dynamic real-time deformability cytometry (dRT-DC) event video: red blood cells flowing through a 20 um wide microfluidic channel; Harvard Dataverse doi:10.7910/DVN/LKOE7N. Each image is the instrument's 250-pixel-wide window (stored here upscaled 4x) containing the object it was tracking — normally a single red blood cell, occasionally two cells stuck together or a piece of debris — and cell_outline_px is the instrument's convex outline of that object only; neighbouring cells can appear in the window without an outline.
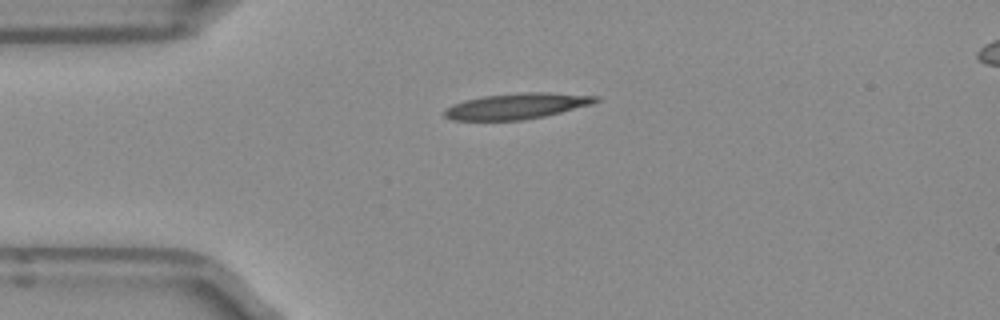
{"species": "Egyptian fruit bat (a non-hibernating species)", "species_latin": "Rousettus aegyptiacus", "temperature_condition": "room temperature", "stored_images_in_passage": 40, "camera_frame_rate_fps": 3000, "um_per_image_px": 0.085, "frame": {"image": 1, "passage_image": 1, "time_ms": 0.0, "image_size_px": [1000, 320], "cell_outline_px": [[600, 100], [592, 104], [544, 116], [520, 120], [452, 120], [444, 116], [444, 112], [452, 104], [464, 100], [484, 96], [524, 92], [548, 92], [600, 96]], "centroid_in_image_um": [43.94, 9.01], "position_along_channel_um": 41.1, "area_um2": 22.6}}
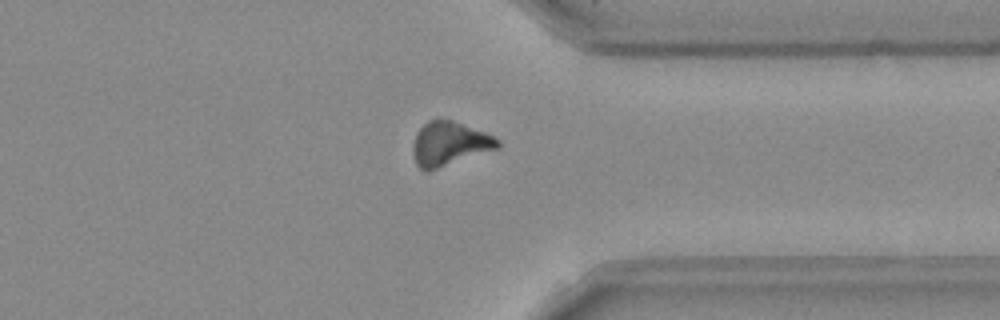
{"frame": {"image": 2, "passage_image": 28, "time_ms": 9.0, "image_size_px": [1000, 320], "cell_outline_px": [[500, 148], [428, 172], [424, 172], [416, 164], [412, 152], [412, 144], [416, 132], [428, 120], [436, 116], [452, 120], [484, 132], [500, 140]], "centroid_in_image_um": [38.16, 12.21], "position_along_channel_um": 373.2, "area_um2": 22.25}}
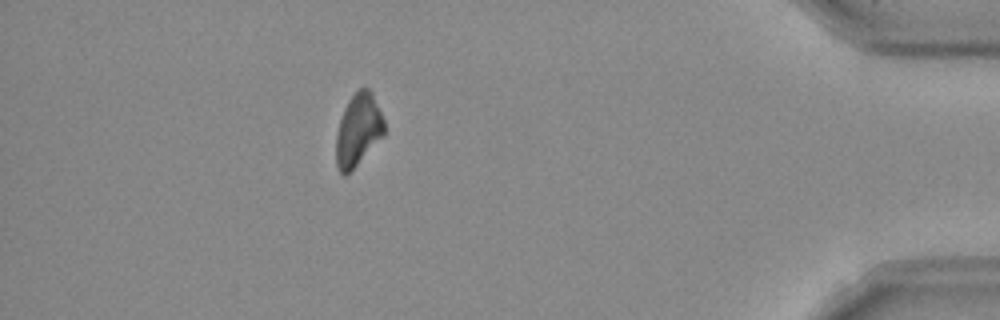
{"frame": {"image": 3, "passage_image": 34, "time_ms": 11.0, "image_size_px": [1000, 320], "cell_outline_px": [[384, 136], [344, 176], [336, 168], [336, 136], [340, 120], [344, 108], [348, 100], [360, 88], [368, 88], [372, 92], [384, 120]], "centroid_in_image_um": [30.44, 11.03], "position_along_channel_um": 404.8, "area_um2": 20.0}}